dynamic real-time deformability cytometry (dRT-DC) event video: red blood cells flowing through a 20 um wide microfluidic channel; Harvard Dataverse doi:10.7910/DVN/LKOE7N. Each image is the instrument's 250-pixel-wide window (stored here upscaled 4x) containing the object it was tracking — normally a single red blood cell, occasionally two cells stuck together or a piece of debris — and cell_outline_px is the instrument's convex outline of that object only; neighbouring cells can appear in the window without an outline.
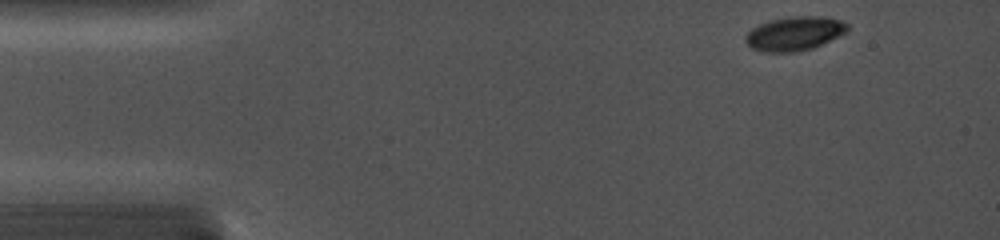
{"species": "common noctule bat (a hibernating species)", "species_latin": "Nyctalus noctula", "temperature_condition": "cold", "stored_images_in_passage": 15, "camera_frame_rate_fps": 5000, "um_per_image_px": 0.085, "animal": {"sex": "female", "body_mass_g": 19.0, "forearm_length_mm": 56.7}, "frame": {"image": 1, "passage_image": 1, "time_ms": 0.0, "image_size_px": [1000, 240], "cell_outline_px": [[848, 32], [840, 36], [812, 48], [792, 52], [764, 52], [752, 48], [744, 40], [744, 36], [752, 28], [768, 20], [792, 16], [820, 16], [840, 20], [848, 24]], "centroid_in_image_um": [67.53, 2.84], "position_along_channel_um": 17.5, "area_um2": 20.23}}
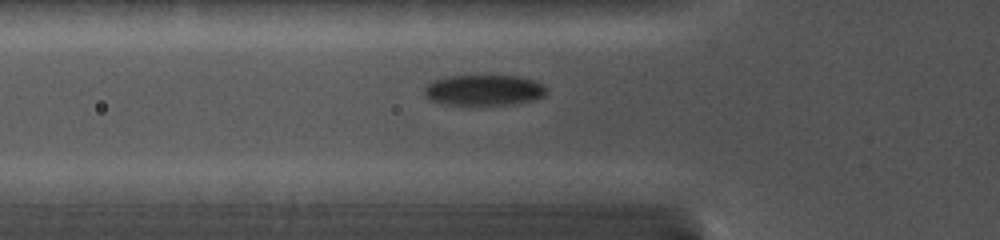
{"frame": {"image": 2, "passage_image": 7, "time_ms": 4.0, "image_size_px": [1000, 240], "cell_outline_px": [[548, 92], [544, 96], [536, 100], [512, 104], [444, 104], [428, 100], [424, 92], [424, 88], [428, 84], [436, 80], [448, 76], [516, 76], [536, 80], [544, 84], [548, 88]], "centroid_in_image_um": [41.2, 7.66], "position_along_channel_um": 84.6, "area_um2": 21.91}}
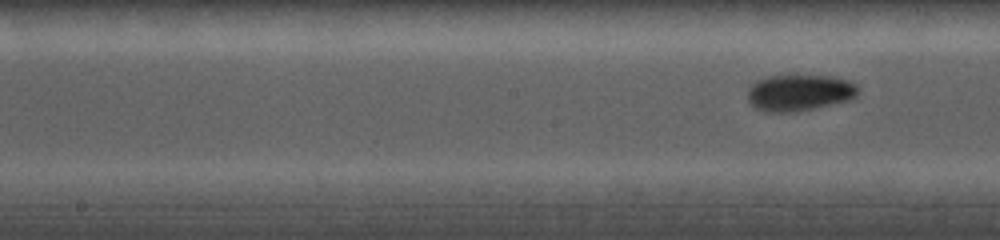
{"frame": {"image": 3, "passage_image": 15, "time_ms": 6.4, "image_size_px": [1000, 240], "cell_outline_px": [[860, 92], [856, 96], [848, 100], [796, 112], [764, 112], [756, 108], [748, 100], [748, 88], [756, 80], [768, 76], [796, 72], [832, 76], [848, 80], [856, 84], [860, 88]], "centroid_in_image_um": [67.95, 7.82], "position_along_channel_um": 180.3, "area_um2": 24.39}}